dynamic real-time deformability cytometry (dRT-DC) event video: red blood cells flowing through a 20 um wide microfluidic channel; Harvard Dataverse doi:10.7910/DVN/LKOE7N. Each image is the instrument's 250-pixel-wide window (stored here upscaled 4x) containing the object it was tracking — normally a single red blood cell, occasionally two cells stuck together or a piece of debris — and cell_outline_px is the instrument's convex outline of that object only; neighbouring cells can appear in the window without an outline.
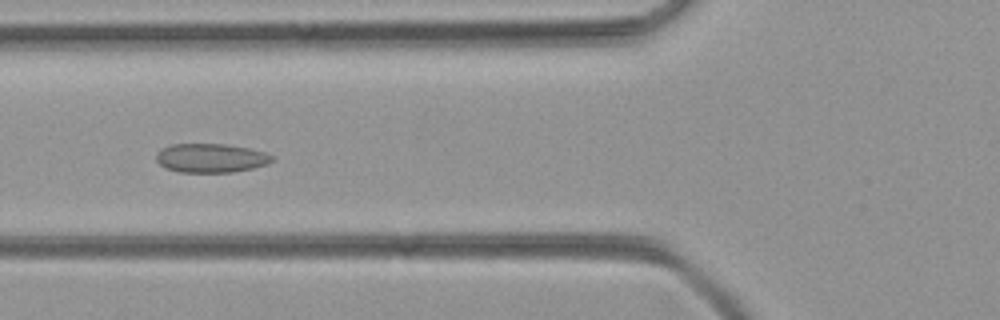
{"species": "common noctule bat (a hibernating species)", "species_latin": "Nyctalus noctula", "temperature_condition": "room temperature", "stored_images_in_passage": 51, "camera_frame_rate_fps": 3000, "um_per_image_px": 0.085, "animal": {"sex": "female", "body_mass_g": 21.9}, "frame": {"image": 1, "passage_image": 19, "time_ms": 6.0, "image_size_px": [1000, 320], "cell_outline_px": [[276, 160], [268, 164], [252, 168], [232, 172], [180, 172], [164, 168], [156, 160], [156, 152], [160, 148], [172, 144], [224, 144], [248, 148], [268, 152], [276, 156]], "centroid_in_image_um": [17.96, 13.43], "position_along_channel_um": 107.8, "area_um2": 19.88}}
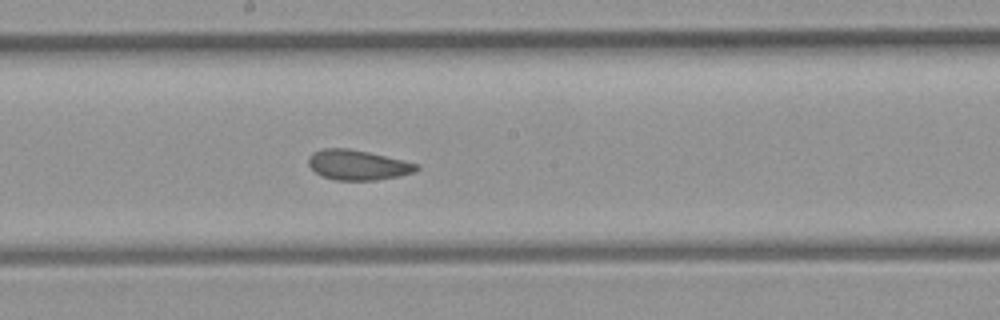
{"frame": {"image": 2, "passage_image": 27, "time_ms": 8.667, "image_size_px": [1000, 320], "cell_outline_px": [[420, 168], [416, 172], [400, 176], [376, 180], [336, 180], [324, 176], [316, 172], [308, 164], [308, 156], [312, 152], [324, 148], [348, 148], [368, 152], [404, 160], [420, 164]], "centroid_in_image_um": [30.45, 14.02], "position_along_channel_um": 217.8, "area_um2": 19.02}}
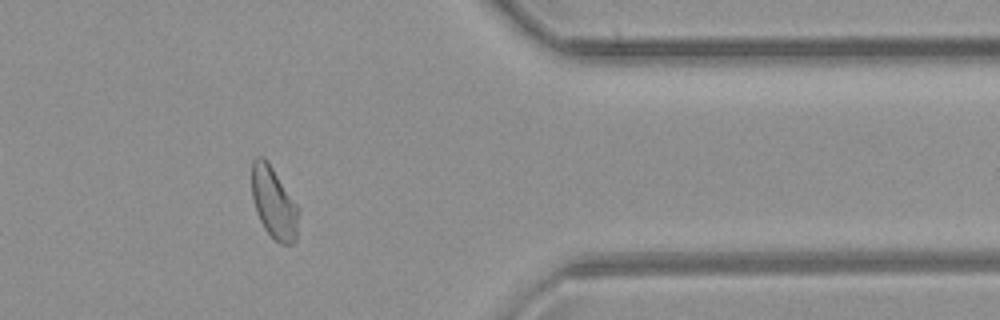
{"frame": {"image": 3, "passage_image": 41, "time_ms": 13.333, "image_size_px": [1000, 320], "cell_outline_px": [[300, 212], [296, 240], [292, 244], [280, 244], [264, 228], [256, 212], [252, 196], [252, 160], [256, 156], [264, 156], [300, 208]], "centroid_in_image_um": [23.3, 17.24], "position_along_channel_um": 388.1, "area_um2": 19.65}}